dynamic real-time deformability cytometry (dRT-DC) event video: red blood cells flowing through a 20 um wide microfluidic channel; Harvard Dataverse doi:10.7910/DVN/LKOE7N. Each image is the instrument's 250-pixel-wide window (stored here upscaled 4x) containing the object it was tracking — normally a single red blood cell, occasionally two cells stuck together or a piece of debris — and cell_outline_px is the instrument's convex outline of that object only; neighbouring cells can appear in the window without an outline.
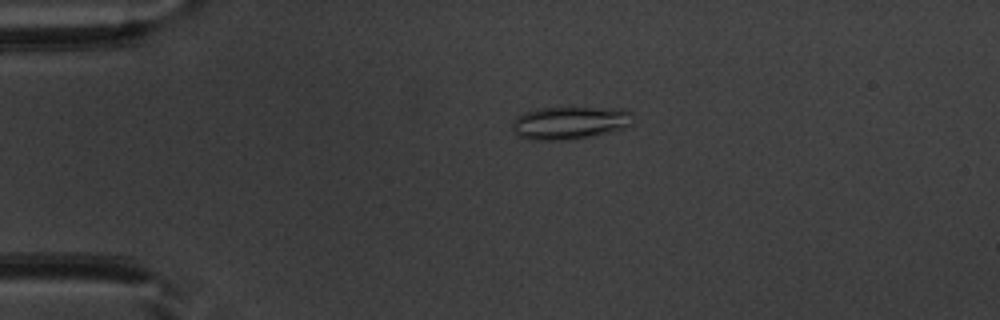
{"species": "common noctule bat (a hibernating species)", "species_latin": "Nyctalus noctula", "temperature_condition": "warm", "stored_images_in_passage": 43, "camera_frame_rate_fps": 3000, "um_per_image_px": 0.085, "animal": {"sex": "male", "body_mass_g": 20.1, "forearm_length_mm": 53.5}, "frame": {"image": 1, "passage_image": 3, "time_ms": 0.667, "image_size_px": [1000, 320], "cell_outline_px": [[632, 124], [624, 128], [612, 132], [596, 136], [560, 140], [528, 140], [512, 132], [512, 124], [516, 116], [524, 112], [540, 108], [568, 104], [624, 108], [632, 112]], "centroid_in_image_um": [48.48, 10.38], "position_along_channel_um": 36.5, "area_um2": 24.57}}
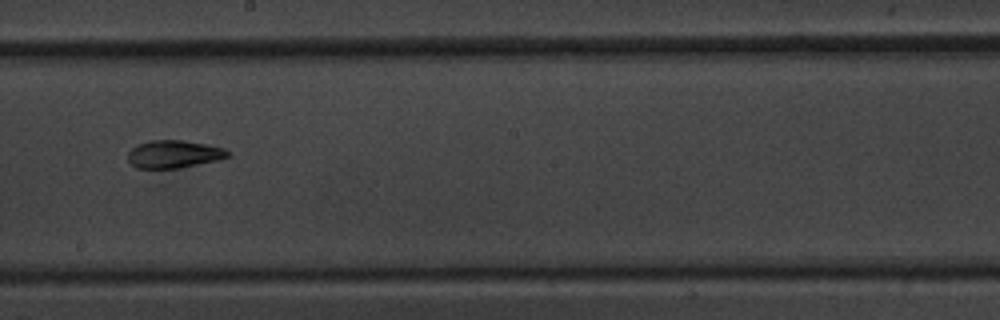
{"frame": {"image": 2, "passage_image": 21, "time_ms": 6.667, "image_size_px": [1000, 320], "cell_outline_px": [[232, 156], [216, 160], [180, 168], [136, 168], [128, 160], [128, 152], [136, 144], [152, 140], [184, 140], [208, 144], [224, 148]], "centroid_in_image_um": [14.78, 13.09], "position_along_channel_um": 233.4, "area_um2": 16.18}}
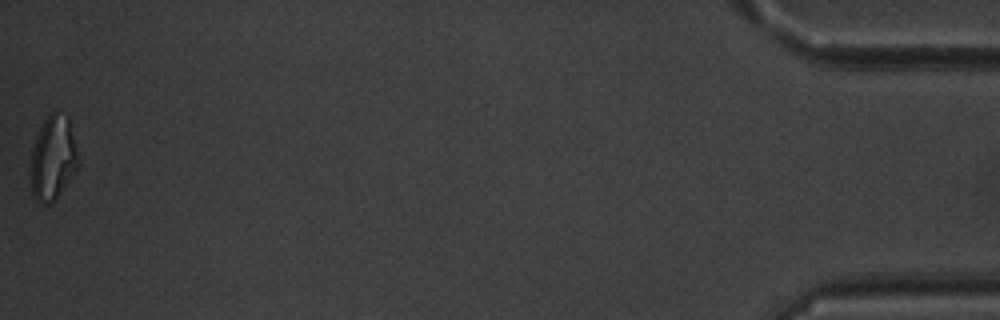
{"frame": {"image": 3, "passage_image": 43, "time_ms": 14.0, "image_size_px": [1000, 320], "cell_outline_px": [[80, 164], [52, 204], [40, 204], [32, 196], [28, 176], [28, 172], [32, 148], [40, 128], [44, 120], [52, 112], [56, 112], [68, 116], [80, 160]], "centroid_in_image_um": [4.47, 13.49], "position_along_channel_um": 430.7, "area_um2": 23.87}, "authors_computed_cell_mechanics": {"area_um2": 17.34, "velocity_mm_per_s": 3.9395, "shape_relaxation_time_tau1_ms": null, "shape_relaxation_time_tau2_ms": 4.2052, "deformation_change_tau1": null, "deformation_change_tau2": 0.1065}}